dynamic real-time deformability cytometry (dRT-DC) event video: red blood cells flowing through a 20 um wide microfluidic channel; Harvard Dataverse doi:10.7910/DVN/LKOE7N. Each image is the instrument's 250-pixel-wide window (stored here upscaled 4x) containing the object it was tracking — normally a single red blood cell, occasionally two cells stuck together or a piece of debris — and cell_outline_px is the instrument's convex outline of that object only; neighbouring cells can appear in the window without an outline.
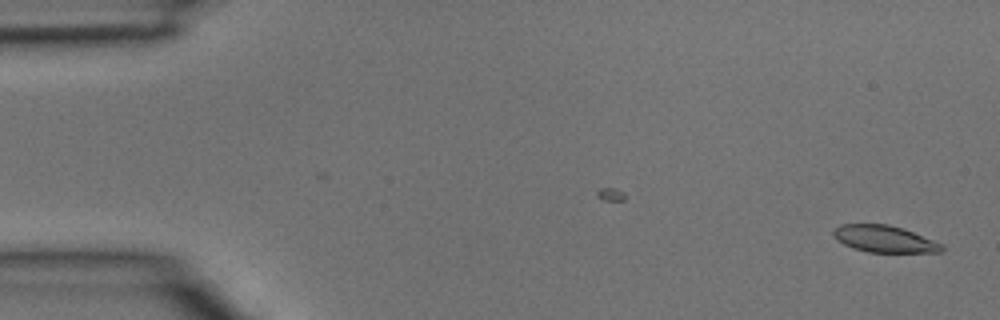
{"species": "common noctule bat (a hibernating species)", "species_latin": "Nyctalus noctula", "temperature_condition": "room temperature", "stored_images_in_passage": 2, "camera_frame_rate_fps": 3000, "um_per_image_px": 0.085, "animal": {"sex": "male", "body_mass_g": 15.6}, "frame": {"image": 1, "passage_image": 2, "time_ms": 0.333, "image_size_px": [1000, 320], "cell_outline_px": [[944, 252], [868, 252], [852, 248], [836, 240], [832, 236], [832, 232], [840, 224], [888, 224], [904, 228], [944, 244]], "centroid_in_image_um": [75.19, 20.31], "position_along_channel_um": 9.8, "area_um2": 17.17}}